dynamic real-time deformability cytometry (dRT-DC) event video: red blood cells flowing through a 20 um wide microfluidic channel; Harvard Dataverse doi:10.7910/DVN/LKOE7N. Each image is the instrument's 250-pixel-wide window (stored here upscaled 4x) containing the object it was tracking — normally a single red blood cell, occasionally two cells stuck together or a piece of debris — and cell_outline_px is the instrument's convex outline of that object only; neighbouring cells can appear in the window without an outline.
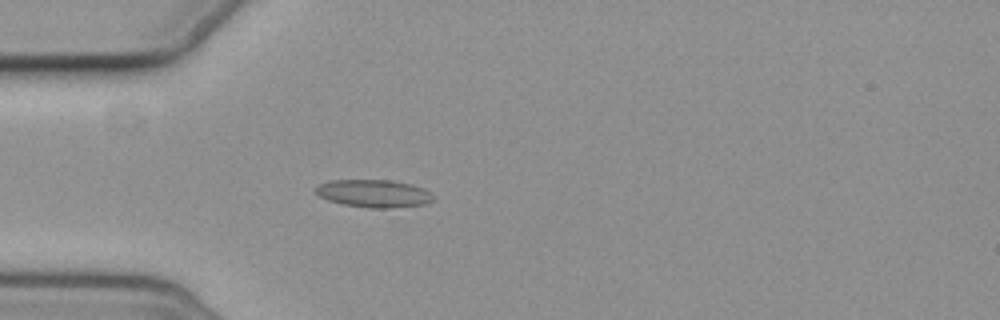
{"species": "common noctule bat (a hibernating species)", "species_latin": "Nyctalus noctula", "temperature_condition": "cold", "stored_images_in_passage": 3, "camera_frame_rate_fps": 3000, "um_per_image_px": 0.085, "animal": {"sex": "female", "body_mass_g": 19.3, "forearm_length_mm": 54.1}, "frame": {"image": 1, "passage_image": 3, "time_ms": 3.333, "image_size_px": [1000, 320], "cell_outline_px": [[432, 200], [424, 204], [388, 208], [368, 208], [344, 204], [328, 200], [320, 196], [316, 192], [316, 188], [320, 184], [332, 180], [388, 180], [412, 184], [424, 188], [432, 196]], "centroid_in_image_um": [31.77, 16.44], "position_along_channel_um": 53.2, "area_um2": 18.67}}